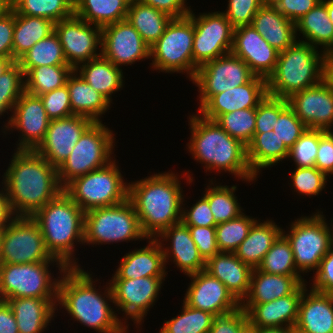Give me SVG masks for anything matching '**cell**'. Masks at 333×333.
I'll return each mask as SVG.
<instances>
[{
	"label": "cell",
	"instance_id": "60d3db41",
	"mask_svg": "<svg viewBox=\"0 0 333 333\" xmlns=\"http://www.w3.org/2000/svg\"><path fill=\"white\" fill-rule=\"evenodd\" d=\"M215 182L216 180H210L202 196L208 200L214 222L218 225L239 217L244 210L240 206L237 196H235L236 194H234L237 190V185L229 187L219 183L217 185Z\"/></svg>",
	"mask_w": 333,
	"mask_h": 333
},
{
	"label": "cell",
	"instance_id": "e575fe53",
	"mask_svg": "<svg viewBox=\"0 0 333 333\" xmlns=\"http://www.w3.org/2000/svg\"><path fill=\"white\" fill-rule=\"evenodd\" d=\"M75 71L96 91L112 103V94L124 86L123 69L115 66L102 55L80 64Z\"/></svg>",
	"mask_w": 333,
	"mask_h": 333
},
{
	"label": "cell",
	"instance_id": "836d02e7",
	"mask_svg": "<svg viewBox=\"0 0 333 333\" xmlns=\"http://www.w3.org/2000/svg\"><path fill=\"white\" fill-rule=\"evenodd\" d=\"M282 234V227L274 220L260 221L253 224L248 236L234 252L235 255L252 269L258 268L273 243Z\"/></svg>",
	"mask_w": 333,
	"mask_h": 333
},
{
	"label": "cell",
	"instance_id": "7402d4cb",
	"mask_svg": "<svg viewBox=\"0 0 333 333\" xmlns=\"http://www.w3.org/2000/svg\"><path fill=\"white\" fill-rule=\"evenodd\" d=\"M231 53L242 59L255 76L266 80L275 71L279 54L252 25L234 28Z\"/></svg>",
	"mask_w": 333,
	"mask_h": 333
},
{
	"label": "cell",
	"instance_id": "52a82bcc",
	"mask_svg": "<svg viewBox=\"0 0 333 333\" xmlns=\"http://www.w3.org/2000/svg\"><path fill=\"white\" fill-rule=\"evenodd\" d=\"M114 160L69 182L63 191L84 211L111 207L128 199L129 183L124 182L120 167Z\"/></svg>",
	"mask_w": 333,
	"mask_h": 333
},
{
	"label": "cell",
	"instance_id": "cb8c5ba5",
	"mask_svg": "<svg viewBox=\"0 0 333 333\" xmlns=\"http://www.w3.org/2000/svg\"><path fill=\"white\" fill-rule=\"evenodd\" d=\"M267 94V80L254 76L244 85L211 96L197 112L202 117L215 121L222 114L256 108Z\"/></svg>",
	"mask_w": 333,
	"mask_h": 333
},
{
	"label": "cell",
	"instance_id": "ac0fdd59",
	"mask_svg": "<svg viewBox=\"0 0 333 333\" xmlns=\"http://www.w3.org/2000/svg\"><path fill=\"white\" fill-rule=\"evenodd\" d=\"M7 122V123H6ZM2 133L16 131L20 134L17 150H35L43 141L50 119L40 96L24 92L14 105L12 115L6 120Z\"/></svg>",
	"mask_w": 333,
	"mask_h": 333
},
{
	"label": "cell",
	"instance_id": "7bdbcfd3",
	"mask_svg": "<svg viewBox=\"0 0 333 333\" xmlns=\"http://www.w3.org/2000/svg\"><path fill=\"white\" fill-rule=\"evenodd\" d=\"M73 70L69 65H43L32 68L25 75V91L36 96L53 91L66 85Z\"/></svg>",
	"mask_w": 333,
	"mask_h": 333
},
{
	"label": "cell",
	"instance_id": "1f68e13d",
	"mask_svg": "<svg viewBox=\"0 0 333 333\" xmlns=\"http://www.w3.org/2000/svg\"><path fill=\"white\" fill-rule=\"evenodd\" d=\"M303 276L269 274L254 268L250 288L241 304H262L292 294L302 283Z\"/></svg>",
	"mask_w": 333,
	"mask_h": 333
},
{
	"label": "cell",
	"instance_id": "94428289",
	"mask_svg": "<svg viewBox=\"0 0 333 333\" xmlns=\"http://www.w3.org/2000/svg\"><path fill=\"white\" fill-rule=\"evenodd\" d=\"M311 280V287L320 293L333 294V249L329 248L326 255L322 258L320 266L315 271Z\"/></svg>",
	"mask_w": 333,
	"mask_h": 333
},
{
	"label": "cell",
	"instance_id": "8d00e7d4",
	"mask_svg": "<svg viewBox=\"0 0 333 333\" xmlns=\"http://www.w3.org/2000/svg\"><path fill=\"white\" fill-rule=\"evenodd\" d=\"M288 155L289 149L273 131L254 133L252 140L246 146L247 162L256 177L260 175L262 169L287 160Z\"/></svg>",
	"mask_w": 333,
	"mask_h": 333
},
{
	"label": "cell",
	"instance_id": "44dd1931",
	"mask_svg": "<svg viewBox=\"0 0 333 333\" xmlns=\"http://www.w3.org/2000/svg\"><path fill=\"white\" fill-rule=\"evenodd\" d=\"M191 282L183 301L190 307L221 315L241 306L227 287L205 270L189 275Z\"/></svg>",
	"mask_w": 333,
	"mask_h": 333
},
{
	"label": "cell",
	"instance_id": "9a60e30c",
	"mask_svg": "<svg viewBox=\"0 0 333 333\" xmlns=\"http://www.w3.org/2000/svg\"><path fill=\"white\" fill-rule=\"evenodd\" d=\"M255 75L232 53L200 66L191 80L198 87L199 108L213 95L248 83Z\"/></svg>",
	"mask_w": 333,
	"mask_h": 333
},
{
	"label": "cell",
	"instance_id": "003e7915",
	"mask_svg": "<svg viewBox=\"0 0 333 333\" xmlns=\"http://www.w3.org/2000/svg\"><path fill=\"white\" fill-rule=\"evenodd\" d=\"M0 333H19L12 309L3 300H0Z\"/></svg>",
	"mask_w": 333,
	"mask_h": 333
},
{
	"label": "cell",
	"instance_id": "11e5206c",
	"mask_svg": "<svg viewBox=\"0 0 333 333\" xmlns=\"http://www.w3.org/2000/svg\"><path fill=\"white\" fill-rule=\"evenodd\" d=\"M326 8L330 22L333 24V0H326Z\"/></svg>",
	"mask_w": 333,
	"mask_h": 333
},
{
	"label": "cell",
	"instance_id": "db71d44e",
	"mask_svg": "<svg viewBox=\"0 0 333 333\" xmlns=\"http://www.w3.org/2000/svg\"><path fill=\"white\" fill-rule=\"evenodd\" d=\"M288 105V100L267 94L256 107V128L254 133L273 131L274 124L277 122L279 114Z\"/></svg>",
	"mask_w": 333,
	"mask_h": 333
},
{
	"label": "cell",
	"instance_id": "6f0895ef",
	"mask_svg": "<svg viewBox=\"0 0 333 333\" xmlns=\"http://www.w3.org/2000/svg\"><path fill=\"white\" fill-rule=\"evenodd\" d=\"M182 203V218L181 221L187 226H204L215 227L213 214L208 204V200L203 196L197 200L190 209L185 208ZM187 209V210H186Z\"/></svg>",
	"mask_w": 333,
	"mask_h": 333
},
{
	"label": "cell",
	"instance_id": "74e56055",
	"mask_svg": "<svg viewBox=\"0 0 333 333\" xmlns=\"http://www.w3.org/2000/svg\"><path fill=\"white\" fill-rule=\"evenodd\" d=\"M173 18L140 0H131L126 20L139 32L144 42L151 47L163 35Z\"/></svg>",
	"mask_w": 333,
	"mask_h": 333
},
{
	"label": "cell",
	"instance_id": "3957f363",
	"mask_svg": "<svg viewBox=\"0 0 333 333\" xmlns=\"http://www.w3.org/2000/svg\"><path fill=\"white\" fill-rule=\"evenodd\" d=\"M171 172L154 173L129 182L128 199L133 204L140 227L147 238L158 237L171 225L181 222L184 191L182 175Z\"/></svg>",
	"mask_w": 333,
	"mask_h": 333
},
{
	"label": "cell",
	"instance_id": "f5cc1de1",
	"mask_svg": "<svg viewBox=\"0 0 333 333\" xmlns=\"http://www.w3.org/2000/svg\"><path fill=\"white\" fill-rule=\"evenodd\" d=\"M307 126L297 117L293 109L288 105L278 117L273 127V132L290 149L301 135L306 131Z\"/></svg>",
	"mask_w": 333,
	"mask_h": 333
},
{
	"label": "cell",
	"instance_id": "be15d7a7",
	"mask_svg": "<svg viewBox=\"0 0 333 333\" xmlns=\"http://www.w3.org/2000/svg\"><path fill=\"white\" fill-rule=\"evenodd\" d=\"M322 0H277L273 5L287 19L296 23Z\"/></svg>",
	"mask_w": 333,
	"mask_h": 333
},
{
	"label": "cell",
	"instance_id": "e0dca14e",
	"mask_svg": "<svg viewBox=\"0 0 333 333\" xmlns=\"http://www.w3.org/2000/svg\"><path fill=\"white\" fill-rule=\"evenodd\" d=\"M54 31L62 45L68 65L74 70L80 64L101 56V27L73 15L55 23Z\"/></svg>",
	"mask_w": 333,
	"mask_h": 333
},
{
	"label": "cell",
	"instance_id": "ee69618b",
	"mask_svg": "<svg viewBox=\"0 0 333 333\" xmlns=\"http://www.w3.org/2000/svg\"><path fill=\"white\" fill-rule=\"evenodd\" d=\"M20 15L35 16L57 23L74 15V0H12Z\"/></svg>",
	"mask_w": 333,
	"mask_h": 333
},
{
	"label": "cell",
	"instance_id": "89a4df30",
	"mask_svg": "<svg viewBox=\"0 0 333 333\" xmlns=\"http://www.w3.org/2000/svg\"><path fill=\"white\" fill-rule=\"evenodd\" d=\"M322 81L333 90V50L323 53Z\"/></svg>",
	"mask_w": 333,
	"mask_h": 333
},
{
	"label": "cell",
	"instance_id": "753ad0ef",
	"mask_svg": "<svg viewBox=\"0 0 333 333\" xmlns=\"http://www.w3.org/2000/svg\"><path fill=\"white\" fill-rule=\"evenodd\" d=\"M15 62L14 59L0 58V76Z\"/></svg>",
	"mask_w": 333,
	"mask_h": 333
},
{
	"label": "cell",
	"instance_id": "9c48e42d",
	"mask_svg": "<svg viewBox=\"0 0 333 333\" xmlns=\"http://www.w3.org/2000/svg\"><path fill=\"white\" fill-rule=\"evenodd\" d=\"M131 201L85 212L84 245L146 240Z\"/></svg>",
	"mask_w": 333,
	"mask_h": 333
},
{
	"label": "cell",
	"instance_id": "83f0119b",
	"mask_svg": "<svg viewBox=\"0 0 333 333\" xmlns=\"http://www.w3.org/2000/svg\"><path fill=\"white\" fill-rule=\"evenodd\" d=\"M294 328L297 333H333V294L306 289Z\"/></svg>",
	"mask_w": 333,
	"mask_h": 333
},
{
	"label": "cell",
	"instance_id": "2e32d148",
	"mask_svg": "<svg viewBox=\"0 0 333 333\" xmlns=\"http://www.w3.org/2000/svg\"><path fill=\"white\" fill-rule=\"evenodd\" d=\"M165 277H142L136 279H110L115 309L124 312V324L131 319L136 328L144 323L148 311L159 298ZM163 283V284H162ZM127 318V319H126ZM127 320V321H126Z\"/></svg>",
	"mask_w": 333,
	"mask_h": 333
},
{
	"label": "cell",
	"instance_id": "f6af8a7d",
	"mask_svg": "<svg viewBox=\"0 0 333 333\" xmlns=\"http://www.w3.org/2000/svg\"><path fill=\"white\" fill-rule=\"evenodd\" d=\"M182 302L181 313L164 321L158 333H209L215 315Z\"/></svg>",
	"mask_w": 333,
	"mask_h": 333
},
{
	"label": "cell",
	"instance_id": "11a10c76",
	"mask_svg": "<svg viewBox=\"0 0 333 333\" xmlns=\"http://www.w3.org/2000/svg\"><path fill=\"white\" fill-rule=\"evenodd\" d=\"M46 114L50 120L73 116L67 85L40 95Z\"/></svg>",
	"mask_w": 333,
	"mask_h": 333
},
{
	"label": "cell",
	"instance_id": "5bb4252c",
	"mask_svg": "<svg viewBox=\"0 0 333 333\" xmlns=\"http://www.w3.org/2000/svg\"><path fill=\"white\" fill-rule=\"evenodd\" d=\"M188 17L194 23L192 50L194 78L200 66L231 53L234 27L221 11L206 12L196 15L193 10H191Z\"/></svg>",
	"mask_w": 333,
	"mask_h": 333
},
{
	"label": "cell",
	"instance_id": "7a4b0ae2",
	"mask_svg": "<svg viewBox=\"0 0 333 333\" xmlns=\"http://www.w3.org/2000/svg\"><path fill=\"white\" fill-rule=\"evenodd\" d=\"M81 268H66L61 274L57 306L63 307L71 320L98 333H121L130 324L125 325L123 319L118 318V310L110 306L114 304L110 284L106 283L104 293L99 291L101 289H96L95 283L97 278L94 281L92 274Z\"/></svg>",
	"mask_w": 333,
	"mask_h": 333
},
{
	"label": "cell",
	"instance_id": "2644e50d",
	"mask_svg": "<svg viewBox=\"0 0 333 333\" xmlns=\"http://www.w3.org/2000/svg\"><path fill=\"white\" fill-rule=\"evenodd\" d=\"M258 333H297L294 327H258Z\"/></svg>",
	"mask_w": 333,
	"mask_h": 333
},
{
	"label": "cell",
	"instance_id": "5b68a950",
	"mask_svg": "<svg viewBox=\"0 0 333 333\" xmlns=\"http://www.w3.org/2000/svg\"><path fill=\"white\" fill-rule=\"evenodd\" d=\"M32 218L38 223L51 256L67 268L81 267L73 254L77 242L84 245L85 212L77 203L62 191Z\"/></svg>",
	"mask_w": 333,
	"mask_h": 333
},
{
	"label": "cell",
	"instance_id": "4dcf8cb0",
	"mask_svg": "<svg viewBox=\"0 0 333 333\" xmlns=\"http://www.w3.org/2000/svg\"><path fill=\"white\" fill-rule=\"evenodd\" d=\"M251 25L278 52L286 50L297 40L295 23L272 4H263Z\"/></svg>",
	"mask_w": 333,
	"mask_h": 333
},
{
	"label": "cell",
	"instance_id": "f907efd6",
	"mask_svg": "<svg viewBox=\"0 0 333 333\" xmlns=\"http://www.w3.org/2000/svg\"><path fill=\"white\" fill-rule=\"evenodd\" d=\"M290 175L291 189L299 196H318L328 181L327 175L316 167H296Z\"/></svg>",
	"mask_w": 333,
	"mask_h": 333
},
{
	"label": "cell",
	"instance_id": "6da1fadb",
	"mask_svg": "<svg viewBox=\"0 0 333 333\" xmlns=\"http://www.w3.org/2000/svg\"><path fill=\"white\" fill-rule=\"evenodd\" d=\"M2 176V185L15 216L32 217L63 191L57 168L35 150L15 148Z\"/></svg>",
	"mask_w": 333,
	"mask_h": 333
},
{
	"label": "cell",
	"instance_id": "d590c367",
	"mask_svg": "<svg viewBox=\"0 0 333 333\" xmlns=\"http://www.w3.org/2000/svg\"><path fill=\"white\" fill-rule=\"evenodd\" d=\"M297 40L308 43L321 51L333 50V24L330 22L326 0L319 2L295 23ZM298 32V33H297ZM302 34V38H299ZM299 34V36H298Z\"/></svg>",
	"mask_w": 333,
	"mask_h": 333
},
{
	"label": "cell",
	"instance_id": "91938a15",
	"mask_svg": "<svg viewBox=\"0 0 333 333\" xmlns=\"http://www.w3.org/2000/svg\"><path fill=\"white\" fill-rule=\"evenodd\" d=\"M247 322V314L240 306L231 312L215 316L209 333H240Z\"/></svg>",
	"mask_w": 333,
	"mask_h": 333
},
{
	"label": "cell",
	"instance_id": "d6a6232c",
	"mask_svg": "<svg viewBox=\"0 0 333 333\" xmlns=\"http://www.w3.org/2000/svg\"><path fill=\"white\" fill-rule=\"evenodd\" d=\"M66 85L69 89L73 115H81L94 122H102V115L111 108V103L75 70L68 77Z\"/></svg>",
	"mask_w": 333,
	"mask_h": 333
},
{
	"label": "cell",
	"instance_id": "a7ac6f4b",
	"mask_svg": "<svg viewBox=\"0 0 333 333\" xmlns=\"http://www.w3.org/2000/svg\"><path fill=\"white\" fill-rule=\"evenodd\" d=\"M2 186V187H1ZM0 230L7 226L16 216L13 213L3 185H0Z\"/></svg>",
	"mask_w": 333,
	"mask_h": 333
},
{
	"label": "cell",
	"instance_id": "603a6c76",
	"mask_svg": "<svg viewBox=\"0 0 333 333\" xmlns=\"http://www.w3.org/2000/svg\"><path fill=\"white\" fill-rule=\"evenodd\" d=\"M289 106L308 129L332 131L333 90L323 81L293 94Z\"/></svg>",
	"mask_w": 333,
	"mask_h": 333
},
{
	"label": "cell",
	"instance_id": "30bf717a",
	"mask_svg": "<svg viewBox=\"0 0 333 333\" xmlns=\"http://www.w3.org/2000/svg\"><path fill=\"white\" fill-rule=\"evenodd\" d=\"M115 135L103 122H94L80 137L69 157L57 168L64 188L73 179L102 168L113 159Z\"/></svg>",
	"mask_w": 333,
	"mask_h": 333
},
{
	"label": "cell",
	"instance_id": "b9fcfbb0",
	"mask_svg": "<svg viewBox=\"0 0 333 333\" xmlns=\"http://www.w3.org/2000/svg\"><path fill=\"white\" fill-rule=\"evenodd\" d=\"M264 4H274L277 0H262Z\"/></svg>",
	"mask_w": 333,
	"mask_h": 333
},
{
	"label": "cell",
	"instance_id": "03108f58",
	"mask_svg": "<svg viewBox=\"0 0 333 333\" xmlns=\"http://www.w3.org/2000/svg\"><path fill=\"white\" fill-rule=\"evenodd\" d=\"M148 6L162 11L172 18H182L189 15L191 6H187V0H140Z\"/></svg>",
	"mask_w": 333,
	"mask_h": 333
},
{
	"label": "cell",
	"instance_id": "c3c4849f",
	"mask_svg": "<svg viewBox=\"0 0 333 333\" xmlns=\"http://www.w3.org/2000/svg\"><path fill=\"white\" fill-rule=\"evenodd\" d=\"M215 121L231 137L247 146L252 140L256 128V108L222 114Z\"/></svg>",
	"mask_w": 333,
	"mask_h": 333
},
{
	"label": "cell",
	"instance_id": "8fae6325",
	"mask_svg": "<svg viewBox=\"0 0 333 333\" xmlns=\"http://www.w3.org/2000/svg\"><path fill=\"white\" fill-rule=\"evenodd\" d=\"M194 23L188 17L173 18L163 35L150 47V63L159 73H182L193 79Z\"/></svg>",
	"mask_w": 333,
	"mask_h": 333
},
{
	"label": "cell",
	"instance_id": "6125c7cd",
	"mask_svg": "<svg viewBox=\"0 0 333 333\" xmlns=\"http://www.w3.org/2000/svg\"><path fill=\"white\" fill-rule=\"evenodd\" d=\"M315 167L325 173L329 179L333 175V131L319 129V146Z\"/></svg>",
	"mask_w": 333,
	"mask_h": 333
},
{
	"label": "cell",
	"instance_id": "8c879c8a",
	"mask_svg": "<svg viewBox=\"0 0 333 333\" xmlns=\"http://www.w3.org/2000/svg\"><path fill=\"white\" fill-rule=\"evenodd\" d=\"M13 9L12 0H0V18Z\"/></svg>",
	"mask_w": 333,
	"mask_h": 333
},
{
	"label": "cell",
	"instance_id": "09005b40",
	"mask_svg": "<svg viewBox=\"0 0 333 333\" xmlns=\"http://www.w3.org/2000/svg\"><path fill=\"white\" fill-rule=\"evenodd\" d=\"M129 327H126L121 333H128Z\"/></svg>",
	"mask_w": 333,
	"mask_h": 333
},
{
	"label": "cell",
	"instance_id": "4316f807",
	"mask_svg": "<svg viewBox=\"0 0 333 333\" xmlns=\"http://www.w3.org/2000/svg\"><path fill=\"white\" fill-rule=\"evenodd\" d=\"M147 241V246L136 248L122 257L117 270L112 274V279L167 276L160 242L156 238H147Z\"/></svg>",
	"mask_w": 333,
	"mask_h": 333
},
{
	"label": "cell",
	"instance_id": "7dc6e473",
	"mask_svg": "<svg viewBox=\"0 0 333 333\" xmlns=\"http://www.w3.org/2000/svg\"><path fill=\"white\" fill-rule=\"evenodd\" d=\"M257 218L242 213L239 217L215 226L217 246L220 252L234 253L248 236Z\"/></svg>",
	"mask_w": 333,
	"mask_h": 333
},
{
	"label": "cell",
	"instance_id": "d6986e66",
	"mask_svg": "<svg viewBox=\"0 0 333 333\" xmlns=\"http://www.w3.org/2000/svg\"><path fill=\"white\" fill-rule=\"evenodd\" d=\"M101 55L122 68L149 59L150 47L139 32L127 20H123L102 28Z\"/></svg>",
	"mask_w": 333,
	"mask_h": 333
},
{
	"label": "cell",
	"instance_id": "f546056e",
	"mask_svg": "<svg viewBox=\"0 0 333 333\" xmlns=\"http://www.w3.org/2000/svg\"><path fill=\"white\" fill-rule=\"evenodd\" d=\"M5 301L12 309L19 333H44L58 312V299L26 297Z\"/></svg>",
	"mask_w": 333,
	"mask_h": 333
},
{
	"label": "cell",
	"instance_id": "ba28073f",
	"mask_svg": "<svg viewBox=\"0 0 333 333\" xmlns=\"http://www.w3.org/2000/svg\"><path fill=\"white\" fill-rule=\"evenodd\" d=\"M51 264L57 265L59 275L67 268L61 261L0 264V300L26 297L58 299L60 276L56 279L51 274Z\"/></svg>",
	"mask_w": 333,
	"mask_h": 333
},
{
	"label": "cell",
	"instance_id": "ab89813d",
	"mask_svg": "<svg viewBox=\"0 0 333 333\" xmlns=\"http://www.w3.org/2000/svg\"><path fill=\"white\" fill-rule=\"evenodd\" d=\"M52 20L15 12L13 59L17 62L34 44L54 32Z\"/></svg>",
	"mask_w": 333,
	"mask_h": 333
},
{
	"label": "cell",
	"instance_id": "b9f144b4",
	"mask_svg": "<svg viewBox=\"0 0 333 333\" xmlns=\"http://www.w3.org/2000/svg\"><path fill=\"white\" fill-rule=\"evenodd\" d=\"M17 62L25 75L32 68L43 65H68L55 31L34 44Z\"/></svg>",
	"mask_w": 333,
	"mask_h": 333
},
{
	"label": "cell",
	"instance_id": "7c38bea8",
	"mask_svg": "<svg viewBox=\"0 0 333 333\" xmlns=\"http://www.w3.org/2000/svg\"><path fill=\"white\" fill-rule=\"evenodd\" d=\"M315 213V214H314ZM301 216L289 225L282 234L290 242L296 269L304 275L318 270L322 258L330 248V232L323 212Z\"/></svg>",
	"mask_w": 333,
	"mask_h": 333
},
{
	"label": "cell",
	"instance_id": "e7e4bbea",
	"mask_svg": "<svg viewBox=\"0 0 333 333\" xmlns=\"http://www.w3.org/2000/svg\"><path fill=\"white\" fill-rule=\"evenodd\" d=\"M15 11L12 9L0 18V58L13 59Z\"/></svg>",
	"mask_w": 333,
	"mask_h": 333
},
{
	"label": "cell",
	"instance_id": "484cf974",
	"mask_svg": "<svg viewBox=\"0 0 333 333\" xmlns=\"http://www.w3.org/2000/svg\"><path fill=\"white\" fill-rule=\"evenodd\" d=\"M302 283L292 294L262 304H241L248 321L257 327H294L300 300L307 289Z\"/></svg>",
	"mask_w": 333,
	"mask_h": 333
},
{
	"label": "cell",
	"instance_id": "4fadbf2b",
	"mask_svg": "<svg viewBox=\"0 0 333 333\" xmlns=\"http://www.w3.org/2000/svg\"><path fill=\"white\" fill-rule=\"evenodd\" d=\"M60 261L47 251L38 223L29 216H16L0 235V264Z\"/></svg>",
	"mask_w": 333,
	"mask_h": 333
},
{
	"label": "cell",
	"instance_id": "2a66077c",
	"mask_svg": "<svg viewBox=\"0 0 333 333\" xmlns=\"http://www.w3.org/2000/svg\"><path fill=\"white\" fill-rule=\"evenodd\" d=\"M333 221L331 220V223H327V224H331L330 226L328 225V228H329V232H330V248H332L333 249V223H332ZM331 226H332V228H331Z\"/></svg>",
	"mask_w": 333,
	"mask_h": 333
},
{
	"label": "cell",
	"instance_id": "f1b7e54d",
	"mask_svg": "<svg viewBox=\"0 0 333 333\" xmlns=\"http://www.w3.org/2000/svg\"><path fill=\"white\" fill-rule=\"evenodd\" d=\"M252 270L231 252H218L206 261L205 268V271L220 280L240 303L249 292Z\"/></svg>",
	"mask_w": 333,
	"mask_h": 333
},
{
	"label": "cell",
	"instance_id": "34e18365",
	"mask_svg": "<svg viewBox=\"0 0 333 333\" xmlns=\"http://www.w3.org/2000/svg\"><path fill=\"white\" fill-rule=\"evenodd\" d=\"M240 333H258V327L249 321L241 328Z\"/></svg>",
	"mask_w": 333,
	"mask_h": 333
},
{
	"label": "cell",
	"instance_id": "bcb514c9",
	"mask_svg": "<svg viewBox=\"0 0 333 333\" xmlns=\"http://www.w3.org/2000/svg\"><path fill=\"white\" fill-rule=\"evenodd\" d=\"M257 269L269 274L301 276L295 266L290 242L283 234L273 243Z\"/></svg>",
	"mask_w": 333,
	"mask_h": 333
},
{
	"label": "cell",
	"instance_id": "f35d334b",
	"mask_svg": "<svg viewBox=\"0 0 333 333\" xmlns=\"http://www.w3.org/2000/svg\"><path fill=\"white\" fill-rule=\"evenodd\" d=\"M131 0H74V15L103 28L126 20Z\"/></svg>",
	"mask_w": 333,
	"mask_h": 333
},
{
	"label": "cell",
	"instance_id": "d4e9b609",
	"mask_svg": "<svg viewBox=\"0 0 333 333\" xmlns=\"http://www.w3.org/2000/svg\"><path fill=\"white\" fill-rule=\"evenodd\" d=\"M156 239L162 247L165 266L170 260L187 276L205 270L206 261L199 254L188 226L182 221L165 229ZM166 242H169L168 247Z\"/></svg>",
	"mask_w": 333,
	"mask_h": 333
},
{
	"label": "cell",
	"instance_id": "8992f818",
	"mask_svg": "<svg viewBox=\"0 0 333 333\" xmlns=\"http://www.w3.org/2000/svg\"><path fill=\"white\" fill-rule=\"evenodd\" d=\"M323 53L300 40L279 52L275 71L267 79L268 95L287 100L293 94L319 84Z\"/></svg>",
	"mask_w": 333,
	"mask_h": 333
},
{
	"label": "cell",
	"instance_id": "9f6ffc18",
	"mask_svg": "<svg viewBox=\"0 0 333 333\" xmlns=\"http://www.w3.org/2000/svg\"><path fill=\"white\" fill-rule=\"evenodd\" d=\"M223 12L234 28L251 25L253 17L264 4L262 0H228Z\"/></svg>",
	"mask_w": 333,
	"mask_h": 333
},
{
	"label": "cell",
	"instance_id": "816d5d0a",
	"mask_svg": "<svg viewBox=\"0 0 333 333\" xmlns=\"http://www.w3.org/2000/svg\"><path fill=\"white\" fill-rule=\"evenodd\" d=\"M319 146V129H306L296 143L289 149L288 160H293L295 167H315Z\"/></svg>",
	"mask_w": 333,
	"mask_h": 333
},
{
	"label": "cell",
	"instance_id": "ffe728a7",
	"mask_svg": "<svg viewBox=\"0 0 333 333\" xmlns=\"http://www.w3.org/2000/svg\"><path fill=\"white\" fill-rule=\"evenodd\" d=\"M93 123V120L81 115L50 120L45 137L35 151L58 168Z\"/></svg>",
	"mask_w": 333,
	"mask_h": 333
},
{
	"label": "cell",
	"instance_id": "681fc988",
	"mask_svg": "<svg viewBox=\"0 0 333 333\" xmlns=\"http://www.w3.org/2000/svg\"><path fill=\"white\" fill-rule=\"evenodd\" d=\"M25 92V74L18 62H14L0 76V118L4 113H12L14 105Z\"/></svg>",
	"mask_w": 333,
	"mask_h": 333
},
{
	"label": "cell",
	"instance_id": "277c9868",
	"mask_svg": "<svg viewBox=\"0 0 333 333\" xmlns=\"http://www.w3.org/2000/svg\"><path fill=\"white\" fill-rule=\"evenodd\" d=\"M188 117L191 135L186 148L197 162L205 166L206 172L220 174L224 170L242 181L255 182L257 177L249 168L244 144L231 137L216 121L198 113Z\"/></svg>",
	"mask_w": 333,
	"mask_h": 333
},
{
	"label": "cell",
	"instance_id": "680465c9",
	"mask_svg": "<svg viewBox=\"0 0 333 333\" xmlns=\"http://www.w3.org/2000/svg\"><path fill=\"white\" fill-rule=\"evenodd\" d=\"M188 229L191 238L198 248L199 254L205 261L220 252L217 246L215 227L188 226Z\"/></svg>",
	"mask_w": 333,
	"mask_h": 333
}]
</instances>
